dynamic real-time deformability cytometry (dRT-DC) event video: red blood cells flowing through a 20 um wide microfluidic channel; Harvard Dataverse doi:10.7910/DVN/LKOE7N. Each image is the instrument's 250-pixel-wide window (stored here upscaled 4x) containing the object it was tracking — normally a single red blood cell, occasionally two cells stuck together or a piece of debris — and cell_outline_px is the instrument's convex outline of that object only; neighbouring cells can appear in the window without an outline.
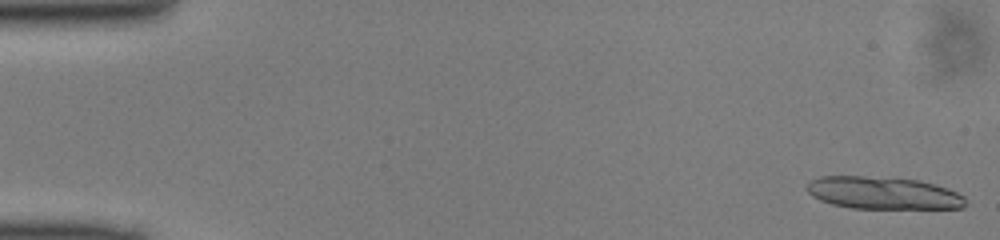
{"species": "common noctule bat (a hibernating species)", "species_latin": "Nyctalus noctula", "temperature_condition": "cold", "stored_images_in_passage": 13, "camera_frame_rate_fps": 3000, "um_per_image_px": 0.085, "animal": {"sex": "male", "body_mass_g": 13.0, "forearm_length_mm": 53.1}, "frame": {"image": 1, "passage_image": 1, "time_ms": 0.0, "image_size_px": [1000, 240], "cell_outline_px": [[964, 208], [852, 208], [832, 204], [820, 200], [812, 196], [804, 188], [808, 180], [820, 176], [864, 176], [920, 180], [936, 184], [948, 188], [964, 196]], "centroid_in_image_um": [75.01, 16.39], "position_along_channel_um": 10.0, "area_um2": 30.06}}